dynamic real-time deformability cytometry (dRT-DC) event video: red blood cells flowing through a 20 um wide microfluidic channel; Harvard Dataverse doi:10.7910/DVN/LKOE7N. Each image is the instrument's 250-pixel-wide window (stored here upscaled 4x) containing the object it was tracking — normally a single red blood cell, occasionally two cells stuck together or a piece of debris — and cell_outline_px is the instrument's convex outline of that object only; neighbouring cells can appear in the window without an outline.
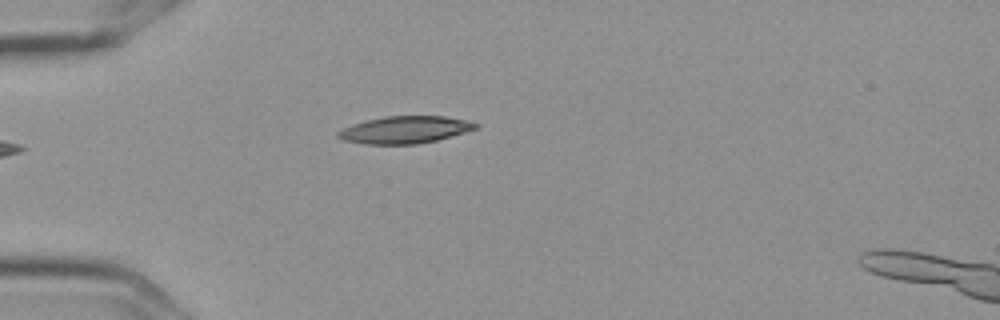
{"species": "Egyptian fruit bat (a non-hibernating species)", "species_latin": "Rousettus aegyptiacus", "temperature_condition": "cold", "stored_images_in_passage": 3, "camera_frame_rate_fps": 3000, "um_per_image_px": 0.085, "frame": {"image": 1, "passage_image": 1, "time_ms": 0.0, "image_size_px": [1000, 320], "cell_outline_px": [[480, 124], [476, 128], [464, 132], [436, 140], [416, 144], [364, 144], [344, 140], [336, 136], [336, 132], [352, 124], [384, 116], [444, 116], [464, 120]], "centroid_in_image_um": [34.38, 11.03], "position_along_channel_um": 50.6, "area_um2": 21.56}}
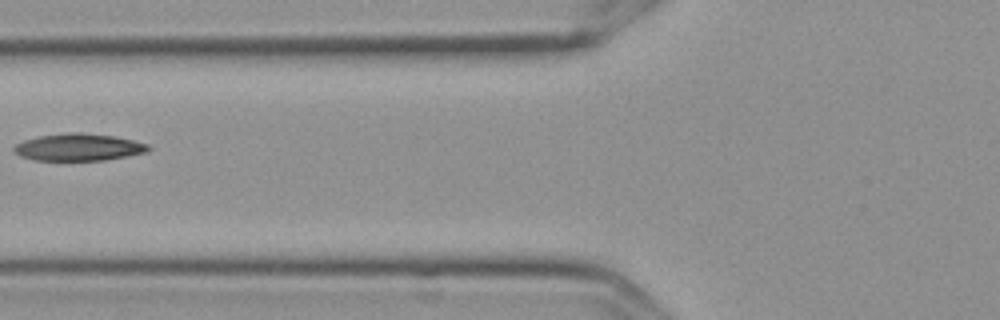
{"frame": {"image": 2, "passage_image": 3, "time_ms": 0.667, "image_size_px": [1000, 320], "cell_outline_px": [[152, 148], [148, 152], [104, 160], [36, 160], [20, 156], [12, 148], [16, 144], [24, 140], [40, 136], [68, 132], [80, 132], [116, 136], [148, 144]], "centroid_in_image_um": [6.71, 12.5], "position_along_channel_um": 119.1, "area_um2": 21.21}}